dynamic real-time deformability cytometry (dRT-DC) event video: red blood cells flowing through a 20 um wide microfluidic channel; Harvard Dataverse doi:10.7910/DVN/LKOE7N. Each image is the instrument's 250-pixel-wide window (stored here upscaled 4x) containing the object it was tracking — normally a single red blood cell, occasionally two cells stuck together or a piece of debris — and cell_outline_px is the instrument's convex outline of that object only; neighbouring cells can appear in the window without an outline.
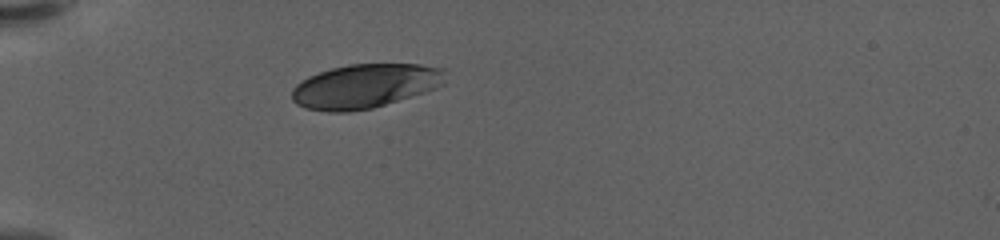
{"species": "human", "species_latin": "Homo sapiens", "temperature_condition": "warm", "stored_images_in_passage": 35, "camera_frame_rate_fps": 3000, "um_per_image_px": 0.085, "donor": {"sex": "female"}, "frame": {"image": 1, "passage_image": 1, "time_ms": 0.0, "image_size_px": [1000, 240], "cell_outline_px": [[444, 84], [424, 92], [372, 108], [348, 112], [328, 112], [304, 108], [296, 104], [292, 100], [292, 88], [300, 80], [308, 76], [332, 68], [348, 64], [420, 64], [444, 68]], "centroid_in_image_um": [30.98, 7.31], "position_along_channel_um": 54.0, "area_um2": 39.48}}
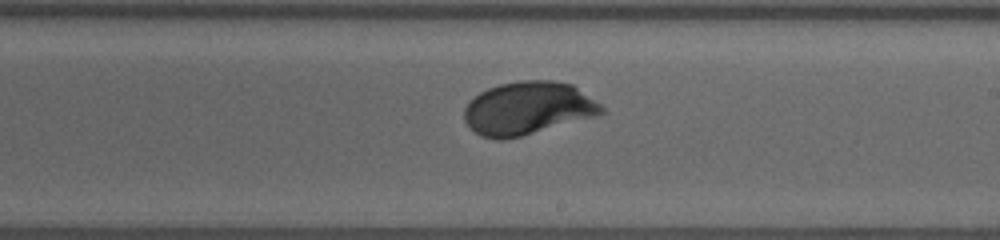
{"frame": {"image": 2, "passage_image": 19, "time_ms": 6.0, "image_size_px": [1000, 240], "cell_outline_px": [[608, 112], [596, 116], [520, 136], [504, 140], [496, 140], [480, 136], [464, 120], [464, 108], [480, 92], [488, 88], [500, 84], [520, 80], [552, 80], [572, 84], [600, 104]], "centroid_in_image_um": [44.88, 9.2], "position_along_channel_um": 244.1, "area_um2": 42.19}}
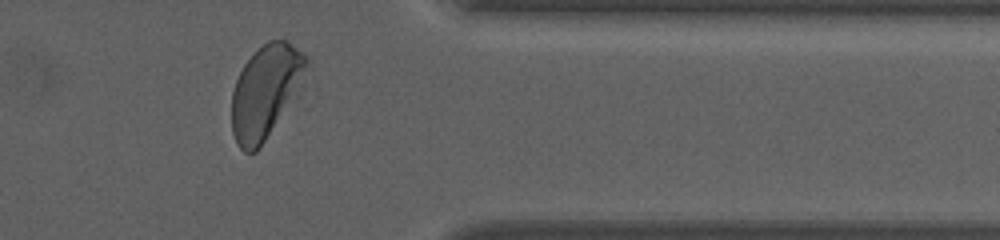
{"frame": {"image": 3, "passage_image": 32, "time_ms": 10.333, "image_size_px": [1000, 240], "cell_outline_px": [[308, 64], [292, 96], [264, 140], [256, 152], [244, 152], [236, 144], [232, 132], [232, 92], [236, 80], [244, 64], [268, 40], [288, 40], [304, 52], [308, 56]], "centroid_in_image_um": [22.52, 7.74], "position_along_channel_um": 388.9, "area_um2": 38.96}, "authors_computed_cell_mechanics": {"area_um2": 41.327, "velocity_mm_per_s": 3.524, "shape_relaxation_time_tau1_ms": 2.7953, "shape_relaxation_time_tau2_ms": null, "deformation_change_tau1": 0.1524, "deformation_change_tau2": null}}